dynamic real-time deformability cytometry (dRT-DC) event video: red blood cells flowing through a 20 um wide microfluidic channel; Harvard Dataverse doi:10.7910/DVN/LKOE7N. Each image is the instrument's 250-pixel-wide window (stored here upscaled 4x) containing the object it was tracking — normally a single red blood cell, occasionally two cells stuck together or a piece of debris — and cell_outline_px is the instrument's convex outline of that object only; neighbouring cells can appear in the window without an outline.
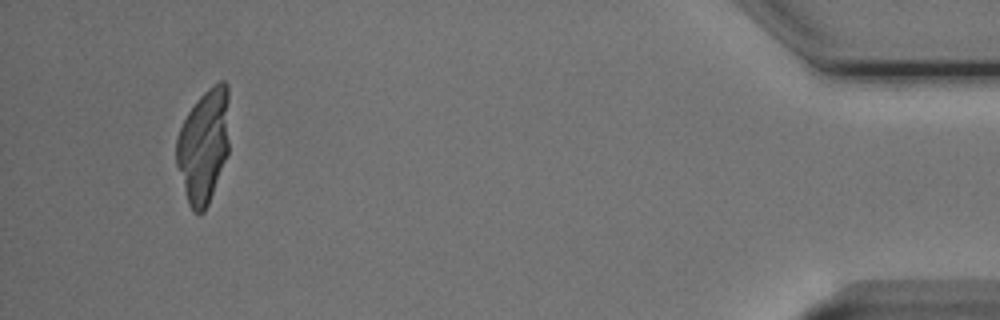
{"species": "Egyptian fruit bat (a non-hibernating species)", "species_latin": "Rousettus aegyptiacus", "temperature_condition": "cold", "stored_images_in_passage": 53, "camera_frame_rate_fps": 3000, "um_per_image_px": 0.085, "animal": {"sex": "male"}, "frame": {"image": 1, "passage_image": 50, "time_ms": 16.333, "image_size_px": [1000, 320], "cell_outline_px": [[228, 152], [208, 204], [204, 212], [200, 216], [192, 212], [188, 204], [176, 164], [176, 140], [180, 128], [188, 112], [196, 100], [208, 88], [220, 80], [224, 80], [228, 84]], "centroid_in_image_um": [17.3, 12.4], "position_along_channel_um": 417.9, "area_um2": 35.2}}